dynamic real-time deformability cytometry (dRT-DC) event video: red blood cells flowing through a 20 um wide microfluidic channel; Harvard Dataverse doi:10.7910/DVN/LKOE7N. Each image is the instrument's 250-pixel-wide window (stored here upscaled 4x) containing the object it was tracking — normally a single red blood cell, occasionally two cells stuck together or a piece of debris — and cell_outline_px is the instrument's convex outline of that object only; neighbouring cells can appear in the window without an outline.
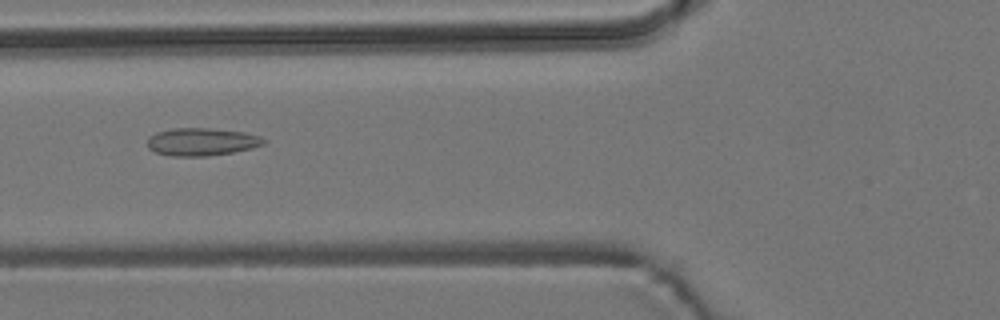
{"species": "common noctule bat (a hibernating species)", "species_latin": "Nyctalus noctula", "temperature_condition": "room temperature", "stored_images_in_passage": 37, "camera_frame_rate_fps": 3000, "um_per_image_px": 0.085, "animal": {"sex": "male", "body_mass_g": 19.2, "forearm_length_mm": 51.8}, "frame": {"image": 1, "passage_image": 4, "time_ms": 1.0, "image_size_px": [1000, 320], "cell_outline_px": [[268, 140], [264, 144], [252, 148], [232, 152], [208, 156], [172, 156], [156, 152], [148, 148], [148, 136], [156, 132], [172, 128], [208, 128], [244, 132], [260, 136]], "centroid_in_image_um": [17.14, 12.05], "position_along_channel_um": 108.7, "area_um2": 18.84}}
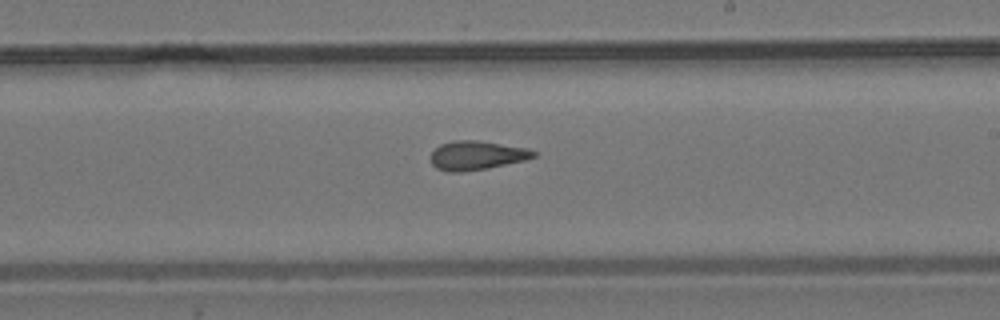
{"frame": {"image": 2, "passage_image": 15, "time_ms": 4.667, "image_size_px": [1000, 320], "cell_outline_px": [[536, 156], [524, 160], [488, 168], [464, 172], [448, 172], [436, 168], [432, 164], [432, 152], [440, 144], [452, 140], [476, 140], [528, 148], [536, 152]], "centroid_in_image_um": [40.51, 13.21], "position_along_channel_um": 248.5, "area_um2": 17.34}}
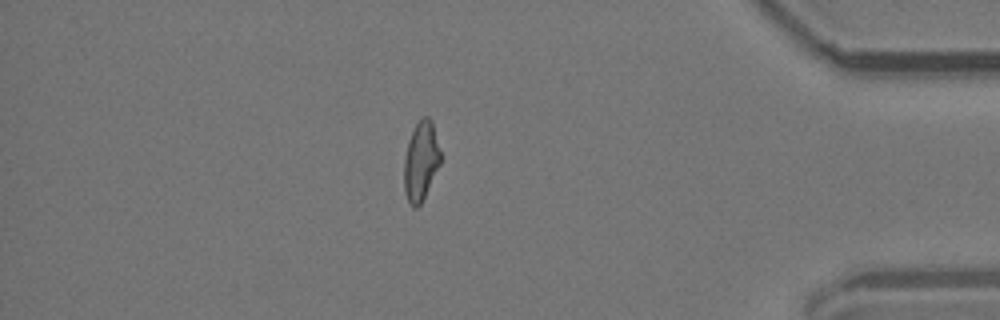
{"frame": {"image": 3, "passage_image": 30, "time_ms": 9.667, "image_size_px": [1000, 320], "cell_outline_px": [[440, 164], [420, 204], [416, 208], [412, 208], [404, 192], [404, 160], [408, 140], [416, 124], [424, 116], [428, 116], [432, 120], [440, 148]], "centroid_in_image_um": [35.77, 13.68], "position_along_channel_um": 399.4, "area_um2": 16.7}, "authors_computed_cell_mechanics": {"area_um2": 17.34, "velocity_mm_per_s": 3.803, "shape_relaxation_time_tau1_ms": null, "shape_relaxation_time_tau2_ms": 1.9196, "deformation_change_tau1": null, "deformation_change_tau2": 0.1035}}